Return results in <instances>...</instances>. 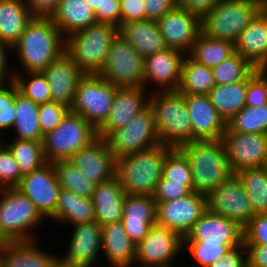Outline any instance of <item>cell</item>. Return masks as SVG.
I'll list each match as a JSON object with an SVG mask.
<instances>
[{
    "label": "cell",
    "mask_w": 267,
    "mask_h": 267,
    "mask_svg": "<svg viewBox=\"0 0 267 267\" xmlns=\"http://www.w3.org/2000/svg\"><path fill=\"white\" fill-rule=\"evenodd\" d=\"M11 49L22 65L13 73L42 72L65 52V38L50 17L34 16Z\"/></svg>",
    "instance_id": "6da1fadb"
},
{
    "label": "cell",
    "mask_w": 267,
    "mask_h": 267,
    "mask_svg": "<svg viewBox=\"0 0 267 267\" xmlns=\"http://www.w3.org/2000/svg\"><path fill=\"white\" fill-rule=\"evenodd\" d=\"M178 149L190 163L194 192L207 195L234 174L222 139L195 140Z\"/></svg>",
    "instance_id": "7a4b0ae2"
},
{
    "label": "cell",
    "mask_w": 267,
    "mask_h": 267,
    "mask_svg": "<svg viewBox=\"0 0 267 267\" xmlns=\"http://www.w3.org/2000/svg\"><path fill=\"white\" fill-rule=\"evenodd\" d=\"M172 149L160 143L117 159L116 176L125 193L153 196L162 178L165 157Z\"/></svg>",
    "instance_id": "3957f363"
},
{
    "label": "cell",
    "mask_w": 267,
    "mask_h": 267,
    "mask_svg": "<svg viewBox=\"0 0 267 267\" xmlns=\"http://www.w3.org/2000/svg\"><path fill=\"white\" fill-rule=\"evenodd\" d=\"M149 106L153 110L160 143L173 149L195 141L184 95L176 91H152Z\"/></svg>",
    "instance_id": "277c9868"
},
{
    "label": "cell",
    "mask_w": 267,
    "mask_h": 267,
    "mask_svg": "<svg viewBox=\"0 0 267 267\" xmlns=\"http://www.w3.org/2000/svg\"><path fill=\"white\" fill-rule=\"evenodd\" d=\"M44 219L33 202L17 188L0 189V239L4 243L39 240L33 232Z\"/></svg>",
    "instance_id": "5b68a950"
},
{
    "label": "cell",
    "mask_w": 267,
    "mask_h": 267,
    "mask_svg": "<svg viewBox=\"0 0 267 267\" xmlns=\"http://www.w3.org/2000/svg\"><path fill=\"white\" fill-rule=\"evenodd\" d=\"M118 35V27L96 22L65 38V53L84 74H99L112 41Z\"/></svg>",
    "instance_id": "8992f818"
},
{
    "label": "cell",
    "mask_w": 267,
    "mask_h": 267,
    "mask_svg": "<svg viewBox=\"0 0 267 267\" xmlns=\"http://www.w3.org/2000/svg\"><path fill=\"white\" fill-rule=\"evenodd\" d=\"M261 9L262 0H221L200 17V33L235 43Z\"/></svg>",
    "instance_id": "52a82bcc"
},
{
    "label": "cell",
    "mask_w": 267,
    "mask_h": 267,
    "mask_svg": "<svg viewBox=\"0 0 267 267\" xmlns=\"http://www.w3.org/2000/svg\"><path fill=\"white\" fill-rule=\"evenodd\" d=\"M97 138V130L90 123L69 111L56 129L43 136L44 157L49 163L69 160Z\"/></svg>",
    "instance_id": "ba28073f"
},
{
    "label": "cell",
    "mask_w": 267,
    "mask_h": 267,
    "mask_svg": "<svg viewBox=\"0 0 267 267\" xmlns=\"http://www.w3.org/2000/svg\"><path fill=\"white\" fill-rule=\"evenodd\" d=\"M117 89L98 74H85L75 90L70 111L97 130L107 120Z\"/></svg>",
    "instance_id": "9c48e42d"
},
{
    "label": "cell",
    "mask_w": 267,
    "mask_h": 267,
    "mask_svg": "<svg viewBox=\"0 0 267 267\" xmlns=\"http://www.w3.org/2000/svg\"><path fill=\"white\" fill-rule=\"evenodd\" d=\"M144 60L118 34L111 43L105 65L98 75L117 88H144Z\"/></svg>",
    "instance_id": "30bf717a"
},
{
    "label": "cell",
    "mask_w": 267,
    "mask_h": 267,
    "mask_svg": "<svg viewBox=\"0 0 267 267\" xmlns=\"http://www.w3.org/2000/svg\"><path fill=\"white\" fill-rule=\"evenodd\" d=\"M106 141L116 160L160 144L151 107L148 106L124 127L113 131Z\"/></svg>",
    "instance_id": "8fae6325"
},
{
    "label": "cell",
    "mask_w": 267,
    "mask_h": 267,
    "mask_svg": "<svg viewBox=\"0 0 267 267\" xmlns=\"http://www.w3.org/2000/svg\"><path fill=\"white\" fill-rule=\"evenodd\" d=\"M182 250H184V238L179 233L155 224L136 245L134 266L172 267L176 255L179 256Z\"/></svg>",
    "instance_id": "7c38bea8"
},
{
    "label": "cell",
    "mask_w": 267,
    "mask_h": 267,
    "mask_svg": "<svg viewBox=\"0 0 267 267\" xmlns=\"http://www.w3.org/2000/svg\"><path fill=\"white\" fill-rule=\"evenodd\" d=\"M207 210L244 228L255 216L243 182L236 174L206 195Z\"/></svg>",
    "instance_id": "4fadbf2b"
},
{
    "label": "cell",
    "mask_w": 267,
    "mask_h": 267,
    "mask_svg": "<svg viewBox=\"0 0 267 267\" xmlns=\"http://www.w3.org/2000/svg\"><path fill=\"white\" fill-rule=\"evenodd\" d=\"M206 210V195L192 191L179 199L156 202V224L184 238Z\"/></svg>",
    "instance_id": "5bb4252c"
},
{
    "label": "cell",
    "mask_w": 267,
    "mask_h": 267,
    "mask_svg": "<svg viewBox=\"0 0 267 267\" xmlns=\"http://www.w3.org/2000/svg\"><path fill=\"white\" fill-rule=\"evenodd\" d=\"M231 171L262 167L267 163V134L238 133L227 126L222 136Z\"/></svg>",
    "instance_id": "9a60e30c"
},
{
    "label": "cell",
    "mask_w": 267,
    "mask_h": 267,
    "mask_svg": "<svg viewBox=\"0 0 267 267\" xmlns=\"http://www.w3.org/2000/svg\"><path fill=\"white\" fill-rule=\"evenodd\" d=\"M15 188L30 199L46 219L55 214L61 187L52 163L47 162L23 176Z\"/></svg>",
    "instance_id": "2e32d148"
},
{
    "label": "cell",
    "mask_w": 267,
    "mask_h": 267,
    "mask_svg": "<svg viewBox=\"0 0 267 267\" xmlns=\"http://www.w3.org/2000/svg\"><path fill=\"white\" fill-rule=\"evenodd\" d=\"M65 255L59 261L74 267H96L102 251V226L95 220L73 225Z\"/></svg>",
    "instance_id": "e0dca14e"
},
{
    "label": "cell",
    "mask_w": 267,
    "mask_h": 267,
    "mask_svg": "<svg viewBox=\"0 0 267 267\" xmlns=\"http://www.w3.org/2000/svg\"><path fill=\"white\" fill-rule=\"evenodd\" d=\"M157 24L167 48L188 55L200 34V17L185 8L175 6L160 19Z\"/></svg>",
    "instance_id": "ac0fdd59"
},
{
    "label": "cell",
    "mask_w": 267,
    "mask_h": 267,
    "mask_svg": "<svg viewBox=\"0 0 267 267\" xmlns=\"http://www.w3.org/2000/svg\"><path fill=\"white\" fill-rule=\"evenodd\" d=\"M69 160L96 185L116 177L117 160L106 139L98 137L89 146L76 152Z\"/></svg>",
    "instance_id": "d6986e66"
},
{
    "label": "cell",
    "mask_w": 267,
    "mask_h": 267,
    "mask_svg": "<svg viewBox=\"0 0 267 267\" xmlns=\"http://www.w3.org/2000/svg\"><path fill=\"white\" fill-rule=\"evenodd\" d=\"M184 56L179 50L167 48L145 57L144 89L153 83L156 92L176 91L181 80Z\"/></svg>",
    "instance_id": "ffe728a7"
},
{
    "label": "cell",
    "mask_w": 267,
    "mask_h": 267,
    "mask_svg": "<svg viewBox=\"0 0 267 267\" xmlns=\"http://www.w3.org/2000/svg\"><path fill=\"white\" fill-rule=\"evenodd\" d=\"M144 88H118L107 120L97 129L106 139L113 131L124 127L149 106L150 95Z\"/></svg>",
    "instance_id": "44dd1931"
},
{
    "label": "cell",
    "mask_w": 267,
    "mask_h": 267,
    "mask_svg": "<svg viewBox=\"0 0 267 267\" xmlns=\"http://www.w3.org/2000/svg\"><path fill=\"white\" fill-rule=\"evenodd\" d=\"M184 242L242 244L243 228L226 217L206 210L184 237Z\"/></svg>",
    "instance_id": "7402d4cb"
},
{
    "label": "cell",
    "mask_w": 267,
    "mask_h": 267,
    "mask_svg": "<svg viewBox=\"0 0 267 267\" xmlns=\"http://www.w3.org/2000/svg\"><path fill=\"white\" fill-rule=\"evenodd\" d=\"M187 112L196 140L222 139L226 122L218 114L208 95H184Z\"/></svg>",
    "instance_id": "603a6c76"
},
{
    "label": "cell",
    "mask_w": 267,
    "mask_h": 267,
    "mask_svg": "<svg viewBox=\"0 0 267 267\" xmlns=\"http://www.w3.org/2000/svg\"><path fill=\"white\" fill-rule=\"evenodd\" d=\"M42 72L50 87L51 100L71 108L75 90L85 75L77 64L64 52Z\"/></svg>",
    "instance_id": "cb8c5ba5"
},
{
    "label": "cell",
    "mask_w": 267,
    "mask_h": 267,
    "mask_svg": "<svg viewBox=\"0 0 267 267\" xmlns=\"http://www.w3.org/2000/svg\"><path fill=\"white\" fill-rule=\"evenodd\" d=\"M121 222L132 242L139 244L156 224V202L153 197L126 194Z\"/></svg>",
    "instance_id": "d4e9b609"
},
{
    "label": "cell",
    "mask_w": 267,
    "mask_h": 267,
    "mask_svg": "<svg viewBox=\"0 0 267 267\" xmlns=\"http://www.w3.org/2000/svg\"><path fill=\"white\" fill-rule=\"evenodd\" d=\"M235 52L253 67L267 66V12L261 9L234 43Z\"/></svg>",
    "instance_id": "484cf974"
},
{
    "label": "cell",
    "mask_w": 267,
    "mask_h": 267,
    "mask_svg": "<svg viewBox=\"0 0 267 267\" xmlns=\"http://www.w3.org/2000/svg\"><path fill=\"white\" fill-rule=\"evenodd\" d=\"M38 241L5 242L0 245V267H53L59 255L39 248Z\"/></svg>",
    "instance_id": "4316f807"
},
{
    "label": "cell",
    "mask_w": 267,
    "mask_h": 267,
    "mask_svg": "<svg viewBox=\"0 0 267 267\" xmlns=\"http://www.w3.org/2000/svg\"><path fill=\"white\" fill-rule=\"evenodd\" d=\"M102 254L109 267H133L136 245L127 235L121 221L102 226Z\"/></svg>",
    "instance_id": "83f0119b"
},
{
    "label": "cell",
    "mask_w": 267,
    "mask_h": 267,
    "mask_svg": "<svg viewBox=\"0 0 267 267\" xmlns=\"http://www.w3.org/2000/svg\"><path fill=\"white\" fill-rule=\"evenodd\" d=\"M118 34L144 58L167 49L159 26L154 20L121 23Z\"/></svg>",
    "instance_id": "f1b7e54d"
},
{
    "label": "cell",
    "mask_w": 267,
    "mask_h": 267,
    "mask_svg": "<svg viewBox=\"0 0 267 267\" xmlns=\"http://www.w3.org/2000/svg\"><path fill=\"white\" fill-rule=\"evenodd\" d=\"M126 193L116 176L95 186L92 201L95 220L101 225L121 221Z\"/></svg>",
    "instance_id": "f546056e"
},
{
    "label": "cell",
    "mask_w": 267,
    "mask_h": 267,
    "mask_svg": "<svg viewBox=\"0 0 267 267\" xmlns=\"http://www.w3.org/2000/svg\"><path fill=\"white\" fill-rule=\"evenodd\" d=\"M50 18L64 38L97 22L86 0H60Z\"/></svg>",
    "instance_id": "4dcf8cb0"
},
{
    "label": "cell",
    "mask_w": 267,
    "mask_h": 267,
    "mask_svg": "<svg viewBox=\"0 0 267 267\" xmlns=\"http://www.w3.org/2000/svg\"><path fill=\"white\" fill-rule=\"evenodd\" d=\"M33 17L25 0H0V42L12 48Z\"/></svg>",
    "instance_id": "1f68e13d"
},
{
    "label": "cell",
    "mask_w": 267,
    "mask_h": 267,
    "mask_svg": "<svg viewBox=\"0 0 267 267\" xmlns=\"http://www.w3.org/2000/svg\"><path fill=\"white\" fill-rule=\"evenodd\" d=\"M51 220L58 223L75 225L95 221V209L92 199L83 198L61 188L55 214Z\"/></svg>",
    "instance_id": "d6a6232c"
},
{
    "label": "cell",
    "mask_w": 267,
    "mask_h": 267,
    "mask_svg": "<svg viewBox=\"0 0 267 267\" xmlns=\"http://www.w3.org/2000/svg\"><path fill=\"white\" fill-rule=\"evenodd\" d=\"M248 77L227 85H215L208 93L209 99L218 114L227 123L246 106Z\"/></svg>",
    "instance_id": "836d02e7"
},
{
    "label": "cell",
    "mask_w": 267,
    "mask_h": 267,
    "mask_svg": "<svg viewBox=\"0 0 267 267\" xmlns=\"http://www.w3.org/2000/svg\"><path fill=\"white\" fill-rule=\"evenodd\" d=\"M15 122L12 128L16 135L13 139L43 141V135L40 130L38 110L39 105L21 94L16 85L15 97Z\"/></svg>",
    "instance_id": "e575fe53"
},
{
    "label": "cell",
    "mask_w": 267,
    "mask_h": 267,
    "mask_svg": "<svg viewBox=\"0 0 267 267\" xmlns=\"http://www.w3.org/2000/svg\"><path fill=\"white\" fill-rule=\"evenodd\" d=\"M215 85L211 68L197 63L189 55L184 56L178 92L182 95H208Z\"/></svg>",
    "instance_id": "d590c367"
},
{
    "label": "cell",
    "mask_w": 267,
    "mask_h": 267,
    "mask_svg": "<svg viewBox=\"0 0 267 267\" xmlns=\"http://www.w3.org/2000/svg\"><path fill=\"white\" fill-rule=\"evenodd\" d=\"M234 53L235 46L231 41L210 38L200 33L188 55L197 63L212 69Z\"/></svg>",
    "instance_id": "8d00e7d4"
},
{
    "label": "cell",
    "mask_w": 267,
    "mask_h": 267,
    "mask_svg": "<svg viewBox=\"0 0 267 267\" xmlns=\"http://www.w3.org/2000/svg\"><path fill=\"white\" fill-rule=\"evenodd\" d=\"M236 175L243 182L254 214L267 213L266 166L244 168Z\"/></svg>",
    "instance_id": "74e56055"
},
{
    "label": "cell",
    "mask_w": 267,
    "mask_h": 267,
    "mask_svg": "<svg viewBox=\"0 0 267 267\" xmlns=\"http://www.w3.org/2000/svg\"><path fill=\"white\" fill-rule=\"evenodd\" d=\"M4 144L15 158L22 177L47 163L44 157L42 142L14 139L11 142L7 140Z\"/></svg>",
    "instance_id": "f35d334b"
},
{
    "label": "cell",
    "mask_w": 267,
    "mask_h": 267,
    "mask_svg": "<svg viewBox=\"0 0 267 267\" xmlns=\"http://www.w3.org/2000/svg\"><path fill=\"white\" fill-rule=\"evenodd\" d=\"M52 165L61 188L80 197L92 199L96 184L88 180L70 160L55 161Z\"/></svg>",
    "instance_id": "ab89813d"
},
{
    "label": "cell",
    "mask_w": 267,
    "mask_h": 267,
    "mask_svg": "<svg viewBox=\"0 0 267 267\" xmlns=\"http://www.w3.org/2000/svg\"><path fill=\"white\" fill-rule=\"evenodd\" d=\"M226 126L233 132L267 134V104L260 107L245 106Z\"/></svg>",
    "instance_id": "60d3db41"
},
{
    "label": "cell",
    "mask_w": 267,
    "mask_h": 267,
    "mask_svg": "<svg viewBox=\"0 0 267 267\" xmlns=\"http://www.w3.org/2000/svg\"><path fill=\"white\" fill-rule=\"evenodd\" d=\"M254 67L239 53H234L223 60L219 65L212 68L216 85H227L245 80Z\"/></svg>",
    "instance_id": "b9f144b4"
},
{
    "label": "cell",
    "mask_w": 267,
    "mask_h": 267,
    "mask_svg": "<svg viewBox=\"0 0 267 267\" xmlns=\"http://www.w3.org/2000/svg\"><path fill=\"white\" fill-rule=\"evenodd\" d=\"M13 81L19 92L34 103L41 105L52 101L50 87L43 72L14 73Z\"/></svg>",
    "instance_id": "7bdbcfd3"
},
{
    "label": "cell",
    "mask_w": 267,
    "mask_h": 267,
    "mask_svg": "<svg viewBox=\"0 0 267 267\" xmlns=\"http://www.w3.org/2000/svg\"><path fill=\"white\" fill-rule=\"evenodd\" d=\"M162 178L176 183H193L190 163L179 149H172L166 155Z\"/></svg>",
    "instance_id": "ee69618b"
},
{
    "label": "cell",
    "mask_w": 267,
    "mask_h": 267,
    "mask_svg": "<svg viewBox=\"0 0 267 267\" xmlns=\"http://www.w3.org/2000/svg\"><path fill=\"white\" fill-rule=\"evenodd\" d=\"M241 244H206L205 242H184V248L188 249L193 261L198 267H208L213 261L225 255L229 249Z\"/></svg>",
    "instance_id": "f6af8a7d"
},
{
    "label": "cell",
    "mask_w": 267,
    "mask_h": 267,
    "mask_svg": "<svg viewBox=\"0 0 267 267\" xmlns=\"http://www.w3.org/2000/svg\"><path fill=\"white\" fill-rule=\"evenodd\" d=\"M16 84L14 81L0 83V133L11 129L15 122ZM3 130V131H2Z\"/></svg>",
    "instance_id": "bcb514c9"
},
{
    "label": "cell",
    "mask_w": 267,
    "mask_h": 267,
    "mask_svg": "<svg viewBox=\"0 0 267 267\" xmlns=\"http://www.w3.org/2000/svg\"><path fill=\"white\" fill-rule=\"evenodd\" d=\"M69 111L70 108L54 101L39 105L38 118L42 135L56 129Z\"/></svg>",
    "instance_id": "7dc6e473"
},
{
    "label": "cell",
    "mask_w": 267,
    "mask_h": 267,
    "mask_svg": "<svg viewBox=\"0 0 267 267\" xmlns=\"http://www.w3.org/2000/svg\"><path fill=\"white\" fill-rule=\"evenodd\" d=\"M21 178L15 158L9 148L3 144L0 147V189L16 187Z\"/></svg>",
    "instance_id": "c3c4849f"
},
{
    "label": "cell",
    "mask_w": 267,
    "mask_h": 267,
    "mask_svg": "<svg viewBox=\"0 0 267 267\" xmlns=\"http://www.w3.org/2000/svg\"><path fill=\"white\" fill-rule=\"evenodd\" d=\"M192 191L193 183H176L161 178L152 197L155 202L171 201L182 198Z\"/></svg>",
    "instance_id": "681fc988"
},
{
    "label": "cell",
    "mask_w": 267,
    "mask_h": 267,
    "mask_svg": "<svg viewBox=\"0 0 267 267\" xmlns=\"http://www.w3.org/2000/svg\"><path fill=\"white\" fill-rule=\"evenodd\" d=\"M243 243L267 245V213L255 214L243 228Z\"/></svg>",
    "instance_id": "f907efd6"
},
{
    "label": "cell",
    "mask_w": 267,
    "mask_h": 267,
    "mask_svg": "<svg viewBox=\"0 0 267 267\" xmlns=\"http://www.w3.org/2000/svg\"><path fill=\"white\" fill-rule=\"evenodd\" d=\"M208 267H248L246 246L242 243L229 249L225 255L213 261Z\"/></svg>",
    "instance_id": "816d5d0a"
},
{
    "label": "cell",
    "mask_w": 267,
    "mask_h": 267,
    "mask_svg": "<svg viewBox=\"0 0 267 267\" xmlns=\"http://www.w3.org/2000/svg\"><path fill=\"white\" fill-rule=\"evenodd\" d=\"M267 104V95L263 82L254 74L248 76L246 106L260 107Z\"/></svg>",
    "instance_id": "f5cc1de1"
},
{
    "label": "cell",
    "mask_w": 267,
    "mask_h": 267,
    "mask_svg": "<svg viewBox=\"0 0 267 267\" xmlns=\"http://www.w3.org/2000/svg\"><path fill=\"white\" fill-rule=\"evenodd\" d=\"M96 21L113 24L117 27L121 24L120 0H104L102 11H95Z\"/></svg>",
    "instance_id": "db71d44e"
},
{
    "label": "cell",
    "mask_w": 267,
    "mask_h": 267,
    "mask_svg": "<svg viewBox=\"0 0 267 267\" xmlns=\"http://www.w3.org/2000/svg\"><path fill=\"white\" fill-rule=\"evenodd\" d=\"M121 23L145 20L144 0H120Z\"/></svg>",
    "instance_id": "11a10c76"
},
{
    "label": "cell",
    "mask_w": 267,
    "mask_h": 267,
    "mask_svg": "<svg viewBox=\"0 0 267 267\" xmlns=\"http://www.w3.org/2000/svg\"><path fill=\"white\" fill-rule=\"evenodd\" d=\"M176 5V0H144L145 19L157 21Z\"/></svg>",
    "instance_id": "9f6ffc18"
},
{
    "label": "cell",
    "mask_w": 267,
    "mask_h": 267,
    "mask_svg": "<svg viewBox=\"0 0 267 267\" xmlns=\"http://www.w3.org/2000/svg\"><path fill=\"white\" fill-rule=\"evenodd\" d=\"M221 0H176L177 6L201 17L212 10Z\"/></svg>",
    "instance_id": "6f0895ef"
},
{
    "label": "cell",
    "mask_w": 267,
    "mask_h": 267,
    "mask_svg": "<svg viewBox=\"0 0 267 267\" xmlns=\"http://www.w3.org/2000/svg\"><path fill=\"white\" fill-rule=\"evenodd\" d=\"M244 245L247 248L248 267H267V245Z\"/></svg>",
    "instance_id": "680465c9"
},
{
    "label": "cell",
    "mask_w": 267,
    "mask_h": 267,
    "mask_svg": "<svg viewBox=\"0 0 267 267\" xmlns=\"http://www.w3.org/2000/svg\"><path fill=\"white\" fill-rule=\"evenodd\" d=\"M60 0H25L34 16L50 17L57 9Z\"/></svg>",
    "instance_id": "91938a15"
},
{
    "label": "cell",
    "mask_w": 267,
    "mask_h": 267,
    "mask_svg": "<svg viewBox=\"0 0 267 267\" xmlns=\"http://www.w3.org/2000/svg\"><path fill=\"white\" fill-rule=\"evenodd\" d=\"M7 52L8 53L12 52L11 47L6 43L0 42V83H7L13 81L14 78V73L12 69L9 71L10 68L8 67L9 64H8Z\"/></svg>",
    "instance_id": "94428289"
},
{
    "label": "cell",
    "mask_w": 267,
    "mask_h": 267,
    "mask_svg": "<svg viewBox=\"0 0 267 267\" xmlns=\"http://www.w3.org/2000/svg\"><path fill=\"white\" fill-rule=\"evenodd\" d=\"M254 74L263 82L267 95V66L254 67Z\"/></svg>",
    "instance_id": "6125c7cd"
},
{
    "label": "cell",
    "mask_w": 267,
    "mask_h": 267,
    "mask_svg": "<svg viewBox=\"0 0 267 267\" xmlns=\"http://www.w3.org/2000/svg\"><path fill=\"white\" fill-rule=\"evenodd\" d=\"M93 11H102V3L104 0H86Z\"/></svg>",
    "instance_id": "be15d7a7"
},
{
    "label": "cell",
    "mask_w": 267,
    "mask_h": 267,
    "mask_svg": "<svg viewBox=\"0 0 267 267\" xmlns=\"http://www.w3.org/2000/svg\"><path fill=\"white\" fill-rule=\"evenodd\" d=\"M53 267H74V266L64 264V263H62L61 261L58 260Z\"/></svg>",
    "instance_id": "e7e4bbea"
},
{
    "label": "cell",
    "mask_w": 267,
    "mask_h": 267,
    "mask_svg": "<svg viewBox=\"0 0 267 267\" xmlns=\"http://www.w3.org/2000/svg\"><path fill=\"white\" fill-rule=\"evenodd\" d=\"M262 9L267 12V0H262Z\"/></svg>",
    "instance_id": "03108f58"
},
{
    "label": "cell",
    "mask_w": 267,
    "mask_h": 267,
    "mask_svg": "<svg viewBox=\"0 0 267 267\" xmlns=\"http://www.w3.org/2000/svg\"><path fill=\"white\" fill-rule=\"evenodd\" d=\"M2 135H4V134H1L0 133V147L4 144V140L2 139L4 136H2Z\"/></svg>",
    "instance_id": "003e7915"
}]
</instances>
